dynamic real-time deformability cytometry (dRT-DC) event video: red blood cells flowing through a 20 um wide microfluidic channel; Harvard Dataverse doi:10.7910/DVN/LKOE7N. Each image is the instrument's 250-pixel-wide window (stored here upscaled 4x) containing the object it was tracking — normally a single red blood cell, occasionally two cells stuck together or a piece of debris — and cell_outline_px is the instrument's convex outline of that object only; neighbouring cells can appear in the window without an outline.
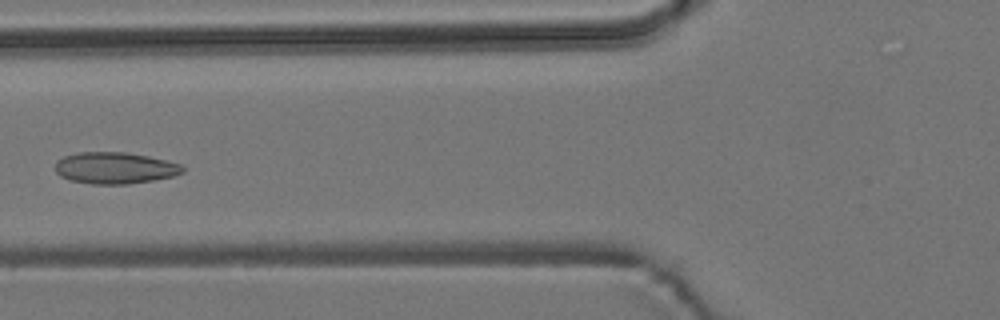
{"species": "common noctule bat (a hibernating species)", "species_latin": "Nyctalus noctula", "temperature_condition": "room temperature", "stored_images_in_passage": 7, "camera_frame_rate_fps": 3000, "um_per_image_px": 0.085, "animal": {"sex": "male", "body_mass_g": 19.2, "forearm_length_mm": 51.8}, "frame": {"image": 1, "passage_image": 6, "time_ms": 6.0, "image_size_px": [1000, 320], "cell_outline_px": [[184, 172], [176, 176], [128, 184], [92, 184], [68, 180], [60, 176], [56, 172], [56, 160], [64, 156], [76, 152], [128, 152], [148, 156], [180, 164], [184, 168]], "centroid_in_image_um": [9.75, 14.28], "position_along_channel_um": 116.1, "area_um2": 23.58}}
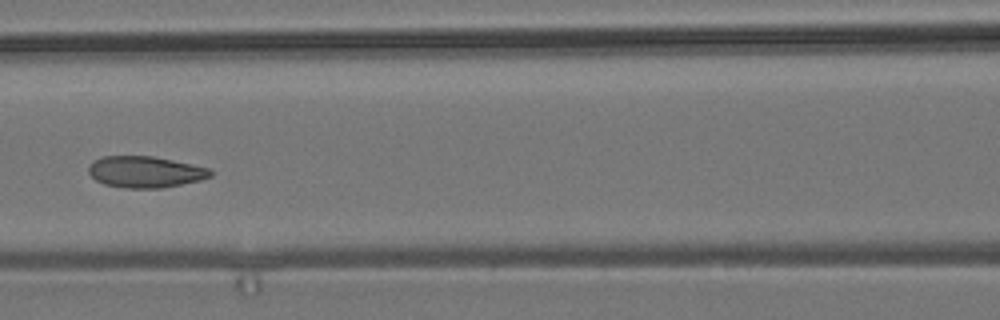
{"frame": {"image": 2, "passage_image": 7, "time_ms": 7.0, "image_size_px": [1000, 320], "cell_outline_px": [[212, 176], [200, 180], [160, 188], [124, 188], [104, 184], [96, 180], [88, 172], [88, 164], [92, 160], [104, 156], [152, 156], [212, 168]], "centroid_in_image_um": [12.33, 14.6], "position_along_channel_um": 154.3, "area_um2": 22.37}}